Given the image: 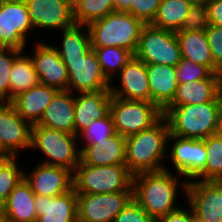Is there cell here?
Masks as SVG:
<instances>
[{"label": "cell", "instance_id": "6da1fadb", "mask_svg": "<svg viewBox=\"0 0 222 222\" xmlns=\"http://www.w3.org/2000/svg\"><path fill=\"white\" fill-rule=\"evenodd\" d=\"M170 135L167 119L162 116L149 129L126 137V166L133 174L165 170L168 137ZM162 165H161V164Z\"/></svg>", "mask_w": 222, "mask_h": 222}, {"label": "cell", "instance_id": "7a4b0ae2", "mask_svg": "<svg viewBox=\"0 0 222 222\" xmlns=\"http://www.w3.org/2000/svg\"><path fill=\"white\" fill-rule=\"evenodd\" d=\"M169 169L143 172L133 176V198L155 220L178 208V177ZM176 204V205H175Z\"/></svg>", "mask_w": 222, "mask_h": 222}, {"label": "cell", "instance_id": "3957f363", "mask_svg": "<svg viewBox=\"0 0 222 222\" xmlns=\"http://www.w3.org/2000/svg\"><path fill=\"white\" fill-rule=\"evenodd\" d=\"M144 25L128 12L113 11L87 25L91 47H121L135 55Z\"/></svg>", "mask_w": 222, "mask_h": 222}, {"label": "cell", "instance_id": "277c9868", "mask_svg": "<svg viewBox=\"0 0 222 222\" xmlns=\"http://www.w3.org/2000/svg\"><path fill=\"white\" fill-rule=\"evenodd\" d=\"M222 102L199 105L167 106L163 116L167 119L171 135L205 139L216 132Z\"/></svg>", "mask_w": 222, "mask_h": 222}, {"label": "cell", "instance_id": "5b68a950", "mask_svg": "<svg viewBox=\"0 0 222 222\" xmlns=\"http://www.w3.org/2000/svg\"><path fill=\"white\" fill-rule=\"evenodd\" d=\"M133 174L126 165L91 166L81 160L73 172L77 194L133 191Z\"/></svg>", "mask_w": 222, "mask_h": 222}, {"label": "cell", "instance_id": "8992f818", "mask_svg": "<svg viewBox=\"0 0 222 222\" xmlns=\"http://www.w3.org/2000/svg\"><path fill=\"white\" fill-rule=\"evenodd\" d=\"M79 140L75 134L32 125L31 149H38L46 156V160L41 162L43 164L65 167L74 172L80 163Z\"/></svg>", "mask_w": 222, "mask_h": 222}, {"label": "cell", "instance_id": "52a82bcc", "mask_svg": "<svg viewBox=\"0 0 222 222\" xmlns=\"http://www.w3.org/2000/svg\"><path fill=\"white\" fill-rule=\"evenodd\" d=\"M109 113L115 132L127 137L149 129L162 116V111L152 102L111 97Z\"/></svg>", "mask_w": 222, "mask_h": 222}, {"label": "cell", "instance_id": "ba28073f", "mask_svg": "<svg viewBox=\"0 0 222 222\" xmlns=\"http://www.w3.org/2000/svg\"><path fill=\"white\" fill-rule=\"evenodd\" d=\"M135 56L145 64L176 67L182 58L176 32L145 24Z\"/></svg>", "mask_w": 222, "mask_h": 222}, {"label": "cell", "instance_id": "9c48e42d", "mask_svg": "<svg viewBox=\"0 0 222 222\" xmlns=\"http://www.w3.org/2000/svg\"><path fill=\"white\" fill-rule=\"evenodd\" d=\"M32 29L24 0H0V48L23 51Z\"/></svg>", "mask_w": 222, "mask_h": 222}, {"label": "cell", "instance_id": "30bf717a", "mask_svg": "<svg viewBox=\"0 0 222 222\" xmlns=\"http://www.w3.org/2000/svg\"><path fill=\"white\" fill-rule=\"evenodd\" d=\"M133 199V191L77 194L80 222H113L115 216Z\"/></svg>", "mask_w": 222, "mask_h": 222}, {"label": "cell", "instance_id": "8fae6325", "mask_svg": "<svg viewBox=\"0 0 222 222\" xmlns=\"http://www.w3.org/2000/svg\"><path fill=\"white\" fill-rule=\"evenodd\" d=\"M181 187L196 219L200 222L222 219V187L217 181L187 180Z\"/></svg>", "mask_w": 222, "mask_h": 222}, {"label": "cell", "instance_id": "7c38bea8", "mask_svg": "<svg viewBox=\"0 0 222 222\" xmlns=\"http://www.w3.org/2000/svg\"><path fill=\"white\" fill-rule=\"evenodd\" d=\"M62 61L69 76V91L87 93L110 90L111 82L103 74L93 49L84 59Z\"/></svg>", "mask_w": 222, "mask_h": 222}, {"label": "cell", "instance_id": "4fadbf2b", "mask_svg": "<svg viewBox=\"0 0 222 222\" xmlns=\"http://www.w3.org/2000/svg\"><path fill=\"white\" fill-rule=\"evenodd\" d=\"M169 141L174 142L170 159L177 174L195 179L206 166L207 150L204 139L184 138L170 134Z\"/></svg>", "mask_w": 222, "mask_h": 222}, {"label": "cell", "instance_id": "5bb4252c", "mask_svg": "<svg viewBox=\"0 0 222 222\" xmlns=\"http://www.w3.org/2000/svg\"><path fill=\"white\" fill-rule=\"evenodd\" d=\"M33 28L65 30L75 25L66 0H24Z\"/></svg>", "mask_w": 222, "mask_h": 222}, {"label": "cell", "instance_id": "9a60e30c", "mask_svg": "<svg viewBox=\"0 0 222 222\" xmlns=\"http://www.w3.org/2000/svg\"><path fill=\"white\" fill-rule=\"evenodd\" d=\"M31 56L40 84L56 88L58 91H69L67 68L54 46L38 43Z\"/></svg>", "mask_w": 222, "mask_h": 222}, {"label": "cell", "instance_id": "2e32d148", "mask_svg": "<svg viewBox=\"0 0 222 222\" xmlns=\"http://www.w3.org/2000/svg\"><path fill=\"white\" fill-rule=\"evenodd\" d=\"M32 125L18 115L10 101L0 104V139L6 149L17 157L20 149L31 148Z\"/></svg>", "mask_w": 222, "mask_h": 222}, {"label": "cell", "instance_id": "e0dca14e", "mask_svg": "<svg viewBox=\"0 0 222 222\" xmlns=\"http://www.w3.org/2000/svg\"><path fill=\"white\" fill-rule=\"evenodd\" d=\"M24 179L38 195L55 197L73 188V172L68 168L39 163Z\"/></svg>", "mask_w": 222, "mask_h": 222}, {"label": "cell", "instance_id": "ac0fdd59", "mask_svg": "<svg viewBox=\"0 0 222 222\" xmlns=\"http://www.w3.org/2000/svg\"><path fill=\"white\" fill-rule=\"evenodd\" d=\"M121 87L110 86L113 97L150 102L149 79L146 64L135 55L118 73Z\"/></svg>", "mask_w": 222, "mask_h": 222}, {"label": "cell", "instance_id": "d6986e66", "mask_svg": "<svg viewBox=\"0 0 222 222\" xmlns=\"http://www.w3.org/2000/svg\"><path fill=\"white\" fill-rule=\"evenodd\" d=\"M179 42L181 57L191 62L207 66L213 73L220 74L215 67L205 33V24L199 21L197 24L188 26L176 32Z\"/></svg>", "mask_w": 222, "mask_h": 222}, {"label": "cell", "instance_id": "ffe728a7", "mask_svg": "<svg viewBox=\"0 0 222 222\" xmlns=\"http://www.w3.org/2000/svg\"><path fill=\"white\" fill-rule=\"evenodd\" d=\"M126 137L118 133L80 148V160L91 166L126 165Z\"/></svg>", "mask_w": 222, "mask_h": 222}, {"label": "cell", "instance_id": "44dd1931", "mask_svg": "<svg viewBox=\"0 0 222 222\" xmlns=\"http://www.w3.org/2000/svg\"><path fill=\"white\" fill-rule=\"evenodd\" d=\"M36 222H72L78 218L74 188L55 197L35 195Z\"/></svg>", "mask_w": 222, "mask_h": 222}, {"label": "cell", "instance_id": "7402d4cb", "mask_svg": "<svg viewBox=\"0 0 222 222\" xmlns=\"http://www.w3.org/2000/svg\"><path fill=\"white\" fill-rule=\"evenodd\" d=\"M200 21V13L184 0H161L154 20L155 27L177 32Z\"/></svg>", "mask_w": 222, "mask_h": 222}, {"label": "cell", "instance_id": "603a6c76", "mask_svg": "<svg viewBox=\"0 0 222 222\" xmlns=\"http://www.w3.org/2000/svg\"><path fill=\"white\" fill-rule=\"evenodd\" d=\"M71 91H58L37 125L75 134V96Z\"/></svg>", "mask_w": 222, "mask_h": 222}, {"label": "cell", "instance_id": "cb8c5ba5", "mask_svg": "<svg viewBox=\"0 0 222 222\" xmlns=\"http://www.w3.org/2000/svg\"><path fill=\"white\" fill-rule=\"evenodd\" d=\"M75 96V135L87 128L92 120L101 119L109 113L111 101L110 90H101L98 92L78 93Z\"/></svg>", "mask_w": 222, "mask_h": 222}, {"label": "cell", "instance_id": "d4e9b609", "mask_svg": "<svg viewBox=\"0 0 222 222\" xmlns=\"http://www.w3.org/2000/svg\"><path fill=\"white\" fill-rule=\"evenodd\" d=\"M149 79L150 102L163 111L174 99L178 81L176 67L146 64Z\"/></svg>", "mask_w": 222, "mask_h": 222}, {"label": "cell", "instance_id": "484cf974", "mask_svg": "<svg viewBox=\"0 0 222 222\" xmlns=\"http://www.w3.org/2000/svg\"><path fill=\"white\" fill-rule=\"evenodd\" d=\"M206 102H222L220 78L178 84L175 97L168 106L199 105Z\"/></svg>", "mask_w": 222, "mask_h": 222}, {"label": "cell", "instance_id": "4316f807", "mask_svg": "<svg viewBox=\"0 0 222 222\" xmlns=\"http://www.w3.org/2000/svg\"><path fill=\"white\" fill-rule=\"evenodd\" d=\"M57 92L56 88L39 84L27 91L21 92L10 102L19 116L31 125H35L40 121L45 108Z\"/></svg>", "mask_w": 222, "mask_h": 222}, {"label": "cell", "instance_id": "83f0119b", "mask_svg": "<svg viewBox=\"0 0 222 222\" xmlns=\"http://www.w3.org/2000/svg\"><path fill=\"white\" fill-rule=\"evenodd\" d=\"M35 193L23 178L10 192L3 204V217L7 222H36Z\"/></svg>", "mask_w": 222, "mask_h": 222}, {"label": "cell", "instance_id": "f1b7e54d", "mask_svg": "<svg viewBox=\"0 0 222 222\" xmlns=\"http://www.w3.org/2000/svg\"><path fill=\"white\" fill-rule=\"evenodd\" d=\"M84 27H86L87 33L82 31ZM62 32L61 49L54 46L62 60L84 59L92 50L87 25L75 24L68 29L62 30Z\"/></svg>", "mask_w": 222, "mask_h": 222}, {"label": "cell", "instance_id": "f546056e", "mask_svg": "<svg viewBox=\"0 0 222 222\" xmlns=\"http://www.w3.org/2000/svg\"><path fill=\"white\" fill-rule=\"evenodd\" d=\"M40 84L31 56L19 55L10 74V101L21 92Z\"/></svg>", "mask_w": 222, "mask_h": 222}, {"label": "cell", "instance_id": "4dcf8cb0", "mask_svg": "<svg viewBox=\"0 0 222 222\" xmlns=\"http://www.w3.org/2000/svg\"><path fill=\"white\" fill-rule=\"evenodd\" d=\"M97 55L101 70L106 78H112L120 72L126 63L134 56L130 51L121 47L92 48Z\"/></svg>", "mask_w": 222, "mask_h": 222}, {"label": "cell", "instance_id": "1f68e13d", "mask_svg": "<svg viewBox=\"0 0 222 222\" xmlns=\"http://www.w3.org/2000/svg\"><path fill=\"white\" fill-rule=\"evenodd\" d=\"M207 150L205 169L196 177L202 181H217L222 177V138L213 134L204 139Z\"/></svg>", "mask_w": 222, "mask_h": 222}, {"label": "cell", "instance_id": "d6a6232c", "mask_svg": "<svg viewBox=\"0 0 222 222\" xmlns=\"http://www.w3.org/2000/svg\"><path fill=\"white\" fill-rule=\"evenodd\" d=\"M115 11L112 0H82L73 9L75 24L88 25Z\"/></svg>", "mask_w": 222, "mask_h": 222}, {"label": "cell", "instance_id": "836d02e7", "mask_svg": "<svg viewBox=\"0 0 222 222\" xmlns=\"http://www.w3.org/2000/svg\"><path fill=\"white\" fill-rule=\"evenodd\" d=\"M17 157L0 160V202L4 204L10 192L24 178V172L18 169Z\"/></svg>", "mask_w": 222, "mask_h": 222}, {"label": "cell", "instance_id": "e575fe53", "mask_svg": "<svg viewBox=\"0 0 222 222\" xmlns=\"http://www.w3.org/2000/svg\"><path fill=\"white\" fill-rule=\"evenodd\" d=\"M176 76L178 84L206 78H220V74L213 73L207 66L183 58L176 66Z\"/></svg>", "mask_w": 222, "mask_h": 222}, {"label": "cell", "instance_id": "d590c367", "mask_svg": "<svg viewBox=\"0 0 222 222\" xmlns=\"http://www.w3.org/2000/svg\"><path fill=\"white\" fill-rule=\"evenodd\" d=\"M12 48H0V99L10 101V74L14 60L22 54Z\"/></svg>", "mask_w": 222, "mask_h": 222}, {"label": "cell", "instance_id": "8d00e7d4", "mask_svg": "<svg viewBox=\"0 0 222 222\" xmlns=\"http://www.w3.org/2000/svg\"><path fill=\"white\" fill-rule=\"evenodd\" d=\"M115 133L112 117L108 113L101 119L92 120L90 125L79 136L81 135L83 139L85 138L84 141H86V144H96V141L107 139Z\"/></svg>", "mask_w": 222, "mask_h": 222}, {"label": "cell", "instance_id": "74e56055", "mask_svg": "<svg viewBox=\"0 0 222 222\" xmlns=\"http://www.w3.org/2000/svg\"><path fill=\"white\" fill-rule=\"evenodd\" d=\"M161 0H132L130 14L150 24L157 13Z\"/></svg>", "mask_w": 222, "mask_h": 222}, {"label": "cell", "instance_id": "f35d334b", "mask_svg": "<svg viewBox=\"0 0 222 222\" xmlns=\"http://www.w3.org/2000/svg\"><path fill=\"white\" fill-rule=\"evenodd\" d=\"M205 33L215 67L222 70V27L214 25H205Z\"/></svg>", "mask_w": 222, "mask_h": 222}, {"label": "cell", "instance_id": "ab89813d", "mask_svg": "<svg viewBox=\"0 0 222 222\" xmlns=\"http://www.w3.org/2000/svg\"><path fill=\"white\" fill-rule=\"evenodd\" d=\"M152 218L133 198L116 216L113 222H151Z\"/></svg>", "mask_w": 222, "mask_h": 222}, {"label": "cell", "instance_id": "60d3db41", "mask_svg": "<svg viewBox=\"0 0 222 222\" xmlns=\"http://www.w3.org/2000/svg\"><path fill=\"white\" fill-rule=\"evenodd\" d=\"M200 21L205 25L222 27V0H209L200 13Z\"/></svg>", "mask_w": 222, "mask_h": 222}, {"label": "cell", "instance_id": "b9f144b4", "mask_svg": "<svg viewBox=\"0 0 222 222\" xmlns=\"http://www.w3.org/2000/svg\"><path fill=\"white\" fill-rule=\"evenodd\" d=\"M189 208V211H187L180 207L177 210L160 217L158 220L159 222H193L195 216L191 207Z\"/></svg>", "mask_w": 222, "mask_h": 222}, {"label": "cell", "instance_id": "7bdbcfd3", "mask_svg": "<svg viewBox=\"0 0 222 222\" xmlns=\"http://www.w3.org/2000/svg\"><path fill=\"white\" fill-rule=\"evenodd\" d=\"M115 11L130 13L132 0H112Z\"/></svg>", "mask_w": 222, "mask_h": 222}, {"label": "cell", "instance_id": "ee69618b", "mask_svg": "<svg viewBox=\"0 0 222 222\" xmlns=\"http://www.w3.org/2000/svg\"><path fill=\"white\" fill-rule=\"evenodd\" d=\"M184 1H186L188 4L193 6L199 13H201L205 8L206 3L209 0H184Z\"/></svg>", "mask_w": 222, "mask_h": 222}, {"label": "cell", "instance_id": "f6af8a7d", "mask_svg": "<svg viewBox=\"0 0 222 222\" xmlns=\"http://www.w3.org/2000/svg\"><path fill=\"white\" fill-rule=\"evenodd\" d=\"M11 157L14 156L6 149V147L2 144V141L0 139V160L8 159Z\"/></svg>", "mask_w": 222, "mask_h": 222}, {"label": "cell", "instance_id": "bcb514c9", "mask_svg": "<svg viewBox=\"0 0 222 222\" xmlns=\"http://www.w3.org/2000/svg\"><path fill=\"white\" fill-rule=\"evenodd\" d=\"M216 135L222 138V108L220 109L218 119H217V127H216Z\"/></svg>", "mask_w": 222, "mask_h": 222}, {"label": "cell", "instance_id": "7dc6e473", "mask_svg": "<svg viewBox=\"0 0 222 222\" xmlns=\"http://www.w3.org/2000/svg\"><path fill=\"white\" fill-rule=\"evenodd\" d=\"M67 3L74 9L82 0H66Z\"/></svg>", "mask_w": 222, "mask_h": 222}, {"label": "cell", "instance_id": "c3c4849f", "mask_svg": "<svg viewBox=\"0 0 222 222\" xmlns=\"http://www.w3.org/2000/svg\"><path fill=\"white\" fill-rule=\"evenodd\" d=\"M3 215V204L0 202V216Z\"/></svg>", "mask_w": 222, "mask_h": 222}, {"label": "cell", "instance_id": "681fc988", "mask_svg": "<svg viewBox=\"0 0 222 222\" xmlns=\"http://www.w3.org/2000/svg\"><path fill=\"white\" fill-rule=\"evenodd\" d=\"M0 222H7L6 219L2 216H0Z\"/></svg>", "mask_w": 222, "mask_h": 222}, {"label": "cell", "instance_id": "f907efd6", "mask_svg": "<svg viewBox=\"0 0 222 222\" xmlns=\"http://www.w3.org/2000/svg\"><path fill=\"white\" fill-rule=\"evenodd\" d=\"M220 81H221V90H222V70L220 71Z\"/></svg>", "mask_w": 222, "mask_h": 222}, {"label": "cell", "instance_id": "816d5d0a", "mask_svg": "<svg viewBox=\"0 0 222 222\" xmlns=\"http://www.w3.org/2000/svg\"><path fill=\"white\" fill-rule=\"evenodd\" d=\"M217 182L222 187V177L219 180H217Z\"/></svg>", "mask_w": 222, "mask_h": 222}, {"label": "cell", "instance_id": "f5cc1de1", "mask_svg": "<svg viewBox=\"0 0 222 222\" xmlns=\"http://www.w3.org/2000/svg\"><path fill=\"white\" fill-rule=\"evenodd\" d=\"M193 222H200L198 219L194 218Z\"/></svg>", "mask_w": 222, "mask_h": 222}, {"label": "cell", "instance_id": "db71d44e", "mask_svg": "<svg viewBox=\"0 0 222 222\" xmlns=\"http://www.w3.org/2000/svg\"><path fill=\"white\" fill-rule=\"evenodd\" d=\"M72 222H80V220L77 218V219H75V220L72 221Z\"/></svg>", "mask_w": 222, "mask_h": 222}, {"label": "cell", "instance_id": "11a10c76", "mask_svg": "<svg viewBox=\"0 0 222 222\" xmlns=\"http://www.w3.org/2000/svg\"><path fill=\"white\" fill-rule=\"evenodd\" d=\"M151 222H159V220L152 219Z\"/></svg>", "mask_w": 222, "mask_h": 222}]
</instances>
